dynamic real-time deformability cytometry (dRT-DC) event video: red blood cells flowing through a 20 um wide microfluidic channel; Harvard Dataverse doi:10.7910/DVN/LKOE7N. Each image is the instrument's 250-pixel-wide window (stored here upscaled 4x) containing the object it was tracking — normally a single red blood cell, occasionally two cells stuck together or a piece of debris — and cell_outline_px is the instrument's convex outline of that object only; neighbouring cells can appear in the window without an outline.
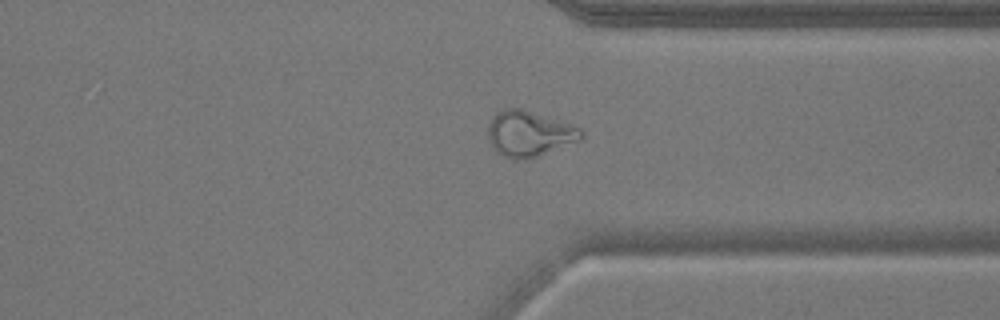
{"species": "common noctule bat (a hibernating species)", "species_latin": "Nyctalus noctula", "temperature_condition": "warm", "stored_images_in_passage": 46, "camera_frame_rate_fps": 3000, "um_per_image_px": 0.085, "animal": {"sex": "male", "body_mass_g": 17.9}, "frame": {"image": 1, "passage_image": 40, "time_ms": 13.0, "image_size_px": [1000, 320], "cell_outline_px": [[584, 136], [580, 140], [536, 156], [516, 160], [504, 156], [496, 152], [488, 136], [488, 124], [492, 116], [496, 112], [504, 108], [520, 108], [580, 128], [584, 132]], "centroid_in_image_um": [44.94, 11.35], "position_along_channel_um": 366.5, "area_um2": 24.28}, "authors_computed_cell_mechanics": {"area_um2": 24.2471, "velocity_mm_per_s": 3.8146, "shape_relaxation_time_tau1_ms": null, "shape_relaxation_time_tau2_ms": 1.4222, "deformation_change_tau1": null, "deformation_change_tau2": 0.0832}}